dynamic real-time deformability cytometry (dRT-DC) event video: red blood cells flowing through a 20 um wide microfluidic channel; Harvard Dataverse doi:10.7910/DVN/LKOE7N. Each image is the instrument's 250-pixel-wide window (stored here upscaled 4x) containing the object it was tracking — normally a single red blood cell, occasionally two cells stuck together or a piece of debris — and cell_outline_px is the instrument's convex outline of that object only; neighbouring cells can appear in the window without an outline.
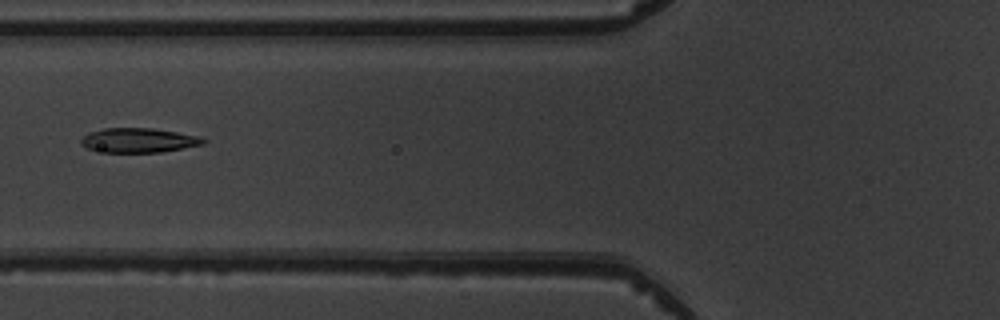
{"species": "common noctule bat (a hibernating species)", "species_latin": "Nyctalus noctula", "temperature_condition": "warm", "stored_images_in_passage": 4, "camera_frame_rate_fps": 3000, "um_per_image_px": 0.085, "animal": {"sex": "male", "body_mass_g": 19.5, "forearm_length_mm": 54.6}, "frame": {"image": 1, "passage_image": 3, "time_ms": 2.333, "image_size_px": [1000, 320], "cell_outline_px": [[208, 140], [204, 144], [160, 152], [104, 152], [88, 148], [80, 144], [80, 140], [88, 132], [104, 128], [152, 128], [200, 136]], "centroid_in_image_um": [11.78, 11.92], "position_along_channel_um": 114.0, "area_um2": 17.4}}
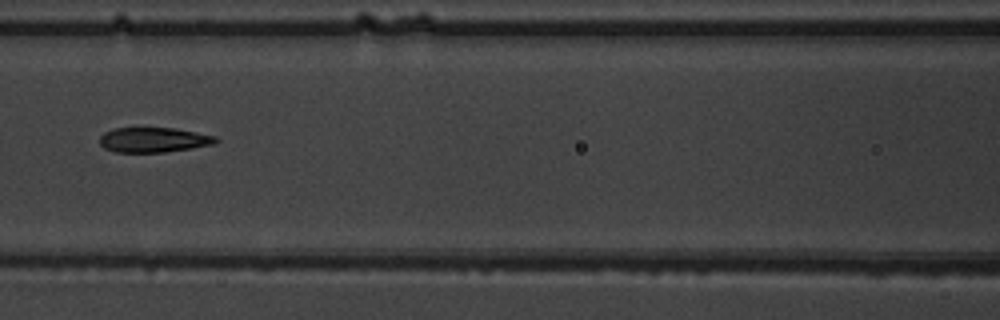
{"frame": {"image": 2, "passage_image": 4, "time_ms": 3.333, "image_size_px": [1000, 320], "cell_outline_px": [[220, 140], [212, 144], [192, 148], [164, 152], [116, 152], [104, 148], [100, 144], [100, 136], [104, 132], [116, 128], [176, 128], [216, 136]], "centroid_in_image_um": [13.06, 11.88], "position_along_channel_um": 153.5, "area_um2": 16.82}}